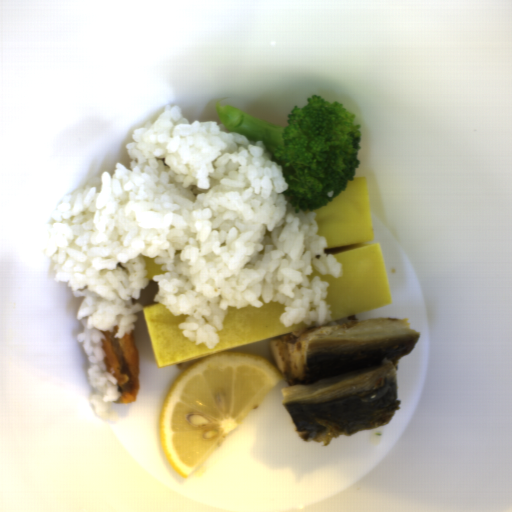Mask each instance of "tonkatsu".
<instances>
[{"label":"tonkatsu","mask_w":512,"mask_h":512,"mask_svg":"<svg viewBox=\"0 0 512 512\" xmlns=\"http://www.w3.org/2000/svg\"><path fill=\"white\" fill-rule=\"evenodd\" d=\"M118 325L114 331L105 335L106 341H102L101 348L105 351L107 372L116 378L117 392L120 397L116 404H133L137 402V393L140 387V354L135 341L134 333H127L123 338H113L118 331Z\"/></svg>","instance_id":"d4beea91"}]
</instances>
